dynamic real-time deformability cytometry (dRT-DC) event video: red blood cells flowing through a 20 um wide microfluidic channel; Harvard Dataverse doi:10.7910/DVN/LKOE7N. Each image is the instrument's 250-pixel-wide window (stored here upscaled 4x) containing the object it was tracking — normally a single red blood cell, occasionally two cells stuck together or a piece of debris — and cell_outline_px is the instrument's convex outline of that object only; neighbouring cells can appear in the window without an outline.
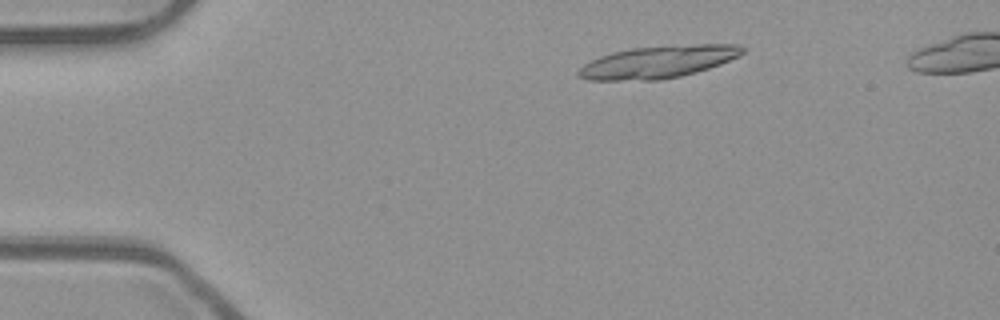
{"species": "common noctule bat (a hibernating species)", "species_latin": "Nyctalus noctula", "temperature_condition": "room temperature", "stored_images_in_passage": 10, "camera_frame_rate_fps": 3000, "um_per_image_px": 0.085, "animal": {"sex": "male", "body_mass_g": 23.1, "forearm_length_mm": 52.7}, "frame": {"image": 1, "passage_image": 1, "time_ms": 0.0, "image_size_px": [1000, 320], "cell_outline_px": [[744, 52], [728, 60], [692, 72], [676, 76], [616, 80], [596, 80], [580, 76], [580, 72], [588, 64], [604, 56], [616, 52], [640, 48], [704, 44], [724, 44], [744, 48]], "centroid_in_image_um": [56.0, 5.24], "position_along_channel_um": 29.0, "area_um2": 28.09}}